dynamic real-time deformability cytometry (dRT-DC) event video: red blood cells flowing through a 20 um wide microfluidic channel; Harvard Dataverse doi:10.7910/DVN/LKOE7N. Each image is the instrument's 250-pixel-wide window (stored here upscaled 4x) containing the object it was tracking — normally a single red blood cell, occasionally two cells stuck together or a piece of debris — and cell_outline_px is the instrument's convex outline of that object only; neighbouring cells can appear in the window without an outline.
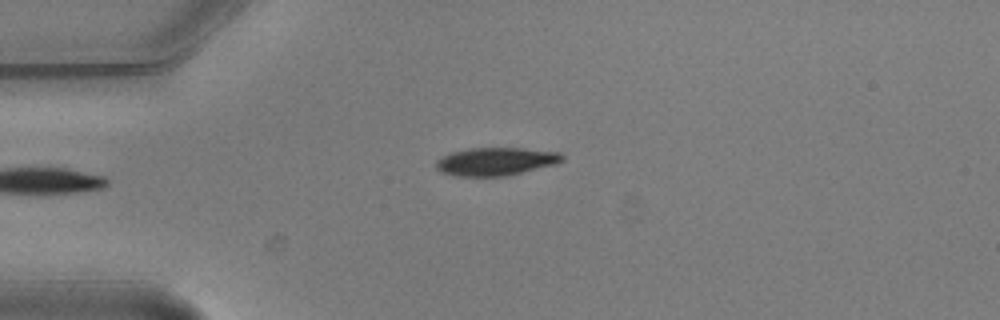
{"species": "common noctule bat (a hibernating species)", "species_latin": "Nyctalus noctula", "temperature_condition": "warm", "stored_images_in_passage": 3, "camera_frame_rate_fps": 3000, "um_per_image_px": 0.085, "animal": {"sex": "male", "body_mass_g": 20.5, "forearm_length_mm": 52.5}, "frame": {"image": 1, "passage_image": 3, "time_ms": 0.667, "image_size_px": [1000, 320], "cell_outline_px": [[564, 160], [556, 164], [508, 176], [452, 176], [440, 172], [436, 168], [436, 160], [452, 152], [472, 148], [520, 148], [560, 152], [564, 156]], "centroid_in_image_um": [42.15, 13.73], "position_along_channel_um": 42.8, "area_um2": 20.69}}